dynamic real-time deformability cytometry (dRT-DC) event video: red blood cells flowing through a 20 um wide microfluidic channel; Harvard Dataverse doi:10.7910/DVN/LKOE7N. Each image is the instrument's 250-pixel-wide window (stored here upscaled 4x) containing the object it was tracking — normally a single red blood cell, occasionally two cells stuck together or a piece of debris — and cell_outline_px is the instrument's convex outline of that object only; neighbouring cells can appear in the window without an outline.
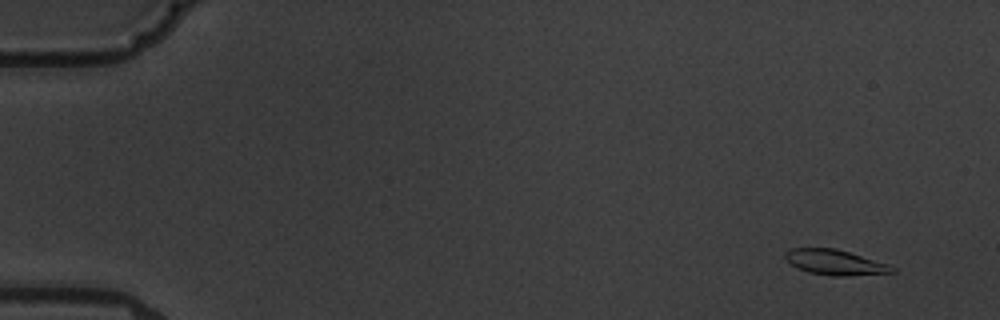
{"species": "common noctule bat (a hibernating species)", "species_latin": "Nyctalus noctula", "temperature_condition": "warm", "stored_images_in_passage": 5, "camera_frame_rate_fps": 3000, "um_per_image_px": 0.085, "animal": {"sex": "male", "body_mass_g": 19.5, "forearm_length_mm": 54.6}, "frame": {"image": 1, "passage_image": 2, "time_ms": 1.333, "image_size_px": [1000, 320], "cell_outline_px": [[896, 272], [844, 276], [836, 276], [808, 272], [792, 264], [784, 256], [784, 252], [792, 248], [836, 248], [888, 264], [896, 268]], "centroid_in_image_um": [71.0, 22.29], "position_along_channel_um": 14.0, "area_um2": 15.49}}
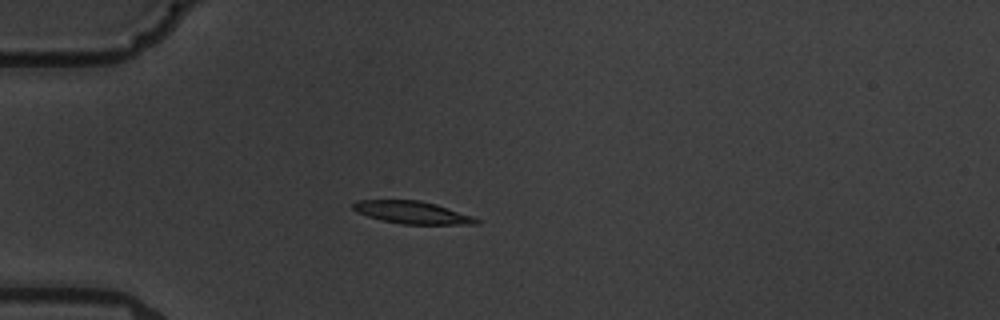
{"frame": {"image": 2, "passage_image": 5, "time_ms": 5.667, "image_size_px": [1000, 320], "cell_outline_px": [[480, 224], [400, 224], [380, 220], [368, 216], [352, 208], [352, 204], [356, 200], [420, 200], [436, 204], [472, 216], [480, 220]], "centroid_in_image_um": [35.04, 18.06], "position_along_channel_um": 50.0, "area_um2": 16.07}}